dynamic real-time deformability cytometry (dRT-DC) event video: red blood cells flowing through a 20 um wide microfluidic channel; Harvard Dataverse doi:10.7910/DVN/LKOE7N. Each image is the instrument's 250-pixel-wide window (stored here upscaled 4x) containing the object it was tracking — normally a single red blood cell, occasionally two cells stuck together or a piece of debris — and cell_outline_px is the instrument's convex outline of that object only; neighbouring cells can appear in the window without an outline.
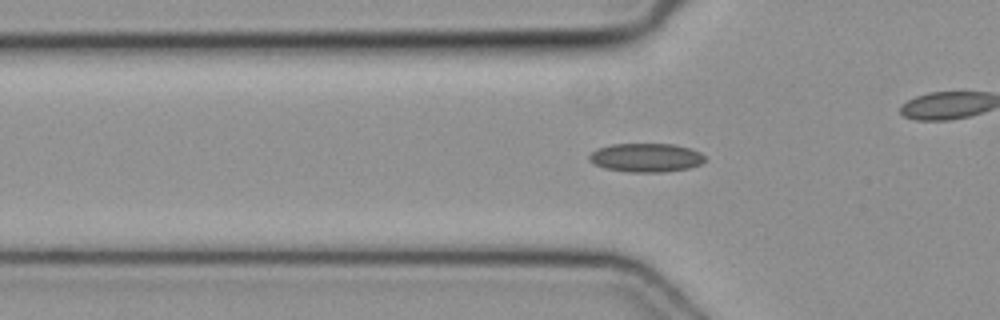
{"species": "common noctule bat (a hibernating species)", "species_latin": "Nyctalus noctula", "temperature_condition": "cold", "stored_images_in_passage": 51, "camera_frame_rate_fps": 3000, "um_per_image_px": 0.085, "animal": {"sex": "female", "body_mass_g": 19.3, "forearm_length_mm": 54.1}, "frame": {"image": 1, "passage_image": 17, "time_ms": 5.333, "image_size_px": [1000, 320], "cell_outline_px": [[704, 160], [700, 164], [688, 168], [664, 172], [628, 172], [604, 168], [588, 160], [588, 156], [596, 148], [612, 144], [672, 144], [688, 148], [700, 152], [704, 156]], "centroid_in_image_um": [54.87, 13.4], "position_along_channel_um": 70.9, "area_um2": 19.31}}
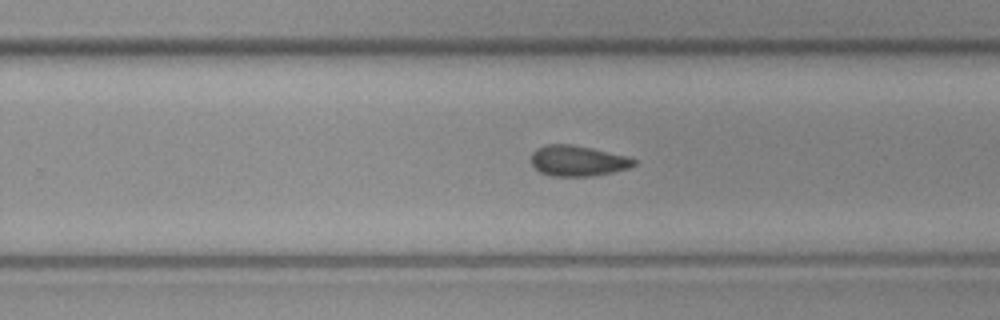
{"frame": {"image": 2, "passage_image": 32, "time_ms": 10.333, "image_size_px": [1000, 320], "cell_outline_px": [[636, 164], [628, 168], [612, 172], [592, 176], [552, 176], [540, 172], [532, 164], [532, 152], [536, 148], [548, 144], [572, 144], [592, 148], [624, 156], [636, 160]], "centroid_in_image_um": [49.08, 13.67], "position_along_channel_um": 280.7, "area_um2": 18.15}}
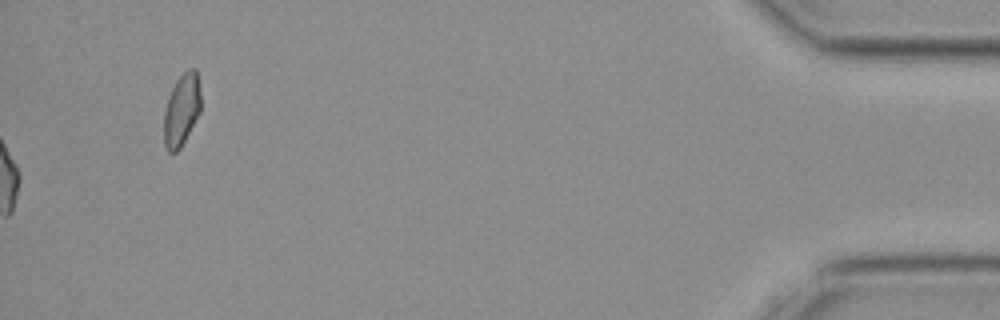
{"frame": {"image": 3, "passage_image": 51, "time_ms": 16.667, "image_size_px": [1000, 320], "cell_outline_px": [[200, 112], [180, 148], [176, 152], [168, 152], [164, 144], [164, 112], [168, 96], [176, 80], [188, 68], [196, 68], [200, 92]], "centroid_in_image_um": [15.43, 9.32], "position_along_channel_um": 419.8, "area_um2": 15.43}}